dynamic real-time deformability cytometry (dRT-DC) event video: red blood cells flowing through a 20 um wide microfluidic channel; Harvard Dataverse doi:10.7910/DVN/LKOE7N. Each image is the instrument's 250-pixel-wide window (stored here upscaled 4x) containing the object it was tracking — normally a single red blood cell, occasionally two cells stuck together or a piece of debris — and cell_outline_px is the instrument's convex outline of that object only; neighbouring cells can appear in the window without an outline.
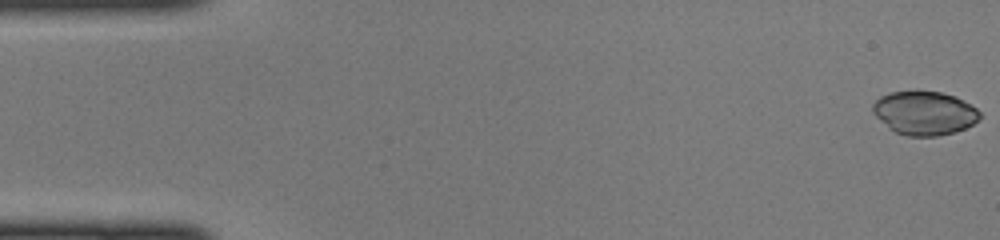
{"species": "common noctule bat (a hibernating species)", "species_latin": "Nyctalus noctula", "temperature_condition": "cold", "stored_images_in_passage": 47, "camera_frame_rate_fps": 3000, "um_per_image_px": 0.085, "animal": {"sex": "female", "body_mass_g": 22.0, "forearm_length_mm": 56.7}, "frame": {"image": 1, "passage_image": 1, "time_ms": 0.0, "image_size_px": [1000, 240], "cell_outline_px": [[980, 116], [972, 124], [964, 128], [952, 132], [936, 136], [908, 136], [896, 132], [888, 128], [872, 112], [872, 104], [880, 96], [892, 92], [916, 88], [940, 92], [956, 96], [976, 108], [980, 112]], "centroid_in_image_um": [78.53, 9.56], "position_along_channel_um": 6.5, "area_um2": 27.57}}
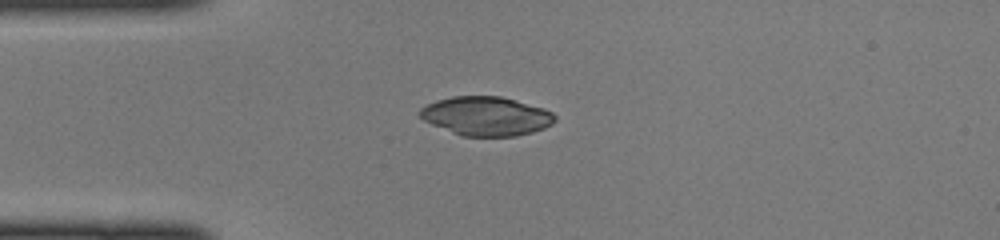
{"frame": {"image": 2, "passage_image": 12, "time_ms": 3.667, "image_size_px": [1000, 240], "cell_outline_px": [[556, 120], [552, 124], [544, 128], [532, 132], [516, 136], [464, 136], [432, 124], [424, 120], [420, 116], [420, 108], [436, 100], [452, 96], [500, 96], [544, 108], [552, 112], [556, 116]], "centroid_in_image_um": [41.35, 9.86], "position_along_channel_um": 43.6, "area_um2": 30.46}}
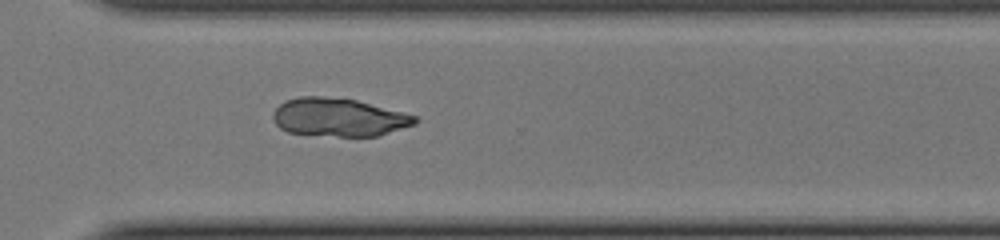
{"frame": {"image": 3, "passage_image": 34, "time_ms": 11.0, "image_size_px": [1000, 240], "cell_outline_px": [[416, 124], [376, 136], [340, 136], [288, 132], [280, 128], [276, 124], [272, 116], [272, 112], [284, 100], [300, 96], [324, 96], [356, 100], [416, 116]], "centroid_in_image_um": [28.74, 9.96], "position_along_channel_um": 341.9, "area_um2": 31.27}}